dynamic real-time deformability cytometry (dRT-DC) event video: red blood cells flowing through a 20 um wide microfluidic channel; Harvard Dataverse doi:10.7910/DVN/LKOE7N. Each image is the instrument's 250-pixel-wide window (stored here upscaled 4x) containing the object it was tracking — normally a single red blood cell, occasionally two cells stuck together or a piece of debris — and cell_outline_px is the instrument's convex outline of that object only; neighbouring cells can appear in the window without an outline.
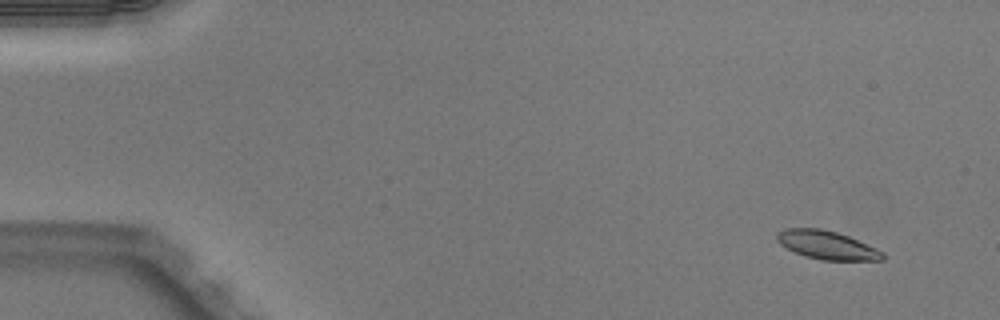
{"species": "Egyptian fruit bat (a non-hibernating species)", "species_latin": "Rousettus aegyptiacus", "temperature_condition": "warm", "stored_images_in_passage": 52, "camera_frame_rate_fps": 3000, "um_per_image_px": 0.085, "animal": {"sex": "male"}, "frame": {"image": 1, "passage_image": 5, "time_ms": 1.333, "image_size_px": [1000, 320], "cell_outline_px": [[884, 260], [820, 260], [804, 256], [780, 244], [776, 240], [776, 232], [784, 228], [820, 228], [836, 232], [848, 236], [876, 248], [884, 252]], "centroid_in_image_um": [70.26, 20.82], "position_along_channel_um": 14.7, "area_um2": 17.51}}
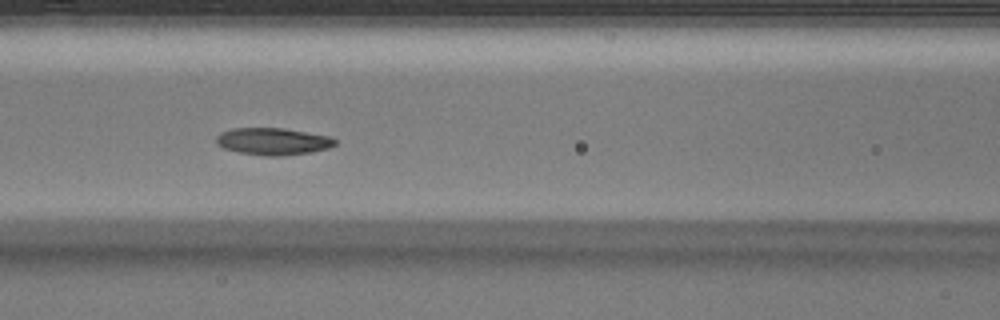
{"frame": {"image": 2, "passage_image": 24, "time_ms": 7.667, "image_size_px": [1000, 320], "cell_outline_px": [[336, 144], [328, 148], [312, 152], [284, 156], [264, 156], [240, 152], [224, 148], [216, 144], [216, 136], [220, 132], [232, 128], [284, 128], [332, 136], [336, 140]], "centroid_in_image_um": [23.22, 12.01], "position_along_channel_um": 143.4, "area_um2": 18.96}}
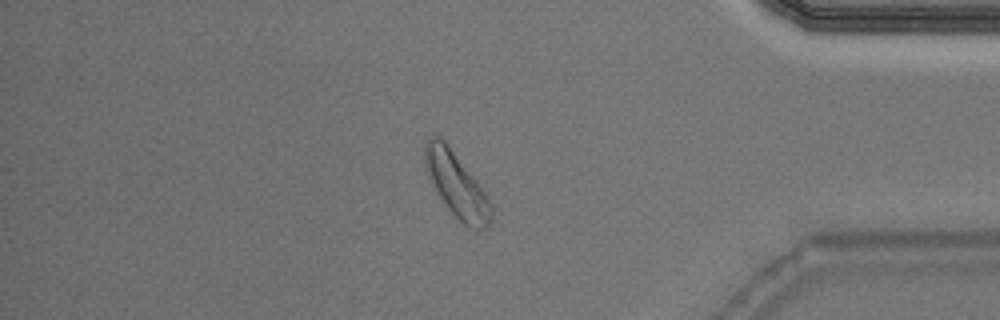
{"frame": {"image": 3, "passage_image": 45, "time_ms": 14.667, "image_size_px": [1000, 320], "cell_outline_px": [[492, 220], [488, 228], [476, 232], [464, 224], [448, 208], [440, 196], [428, 172], [424, 160], [424, 148], [428, 136], [440, 136], [448, 144], [488, 196], [492, 204]], "centroid_in_image_um": [38.86, 15.74], "position_along_channel_um": 396.3, "area_um2": 24.68}, "authors_computed_cell_mechanics": {"area_um2": 18.785, "velocity_mm_per_s": 3.9973, "shape_relaxation_time_tau1_ms": 2.1257, "shape_relaxation_time_tau2_ms": null, "deformation_change_tau1": 0.0965, "deformation_change_tau2": null}}